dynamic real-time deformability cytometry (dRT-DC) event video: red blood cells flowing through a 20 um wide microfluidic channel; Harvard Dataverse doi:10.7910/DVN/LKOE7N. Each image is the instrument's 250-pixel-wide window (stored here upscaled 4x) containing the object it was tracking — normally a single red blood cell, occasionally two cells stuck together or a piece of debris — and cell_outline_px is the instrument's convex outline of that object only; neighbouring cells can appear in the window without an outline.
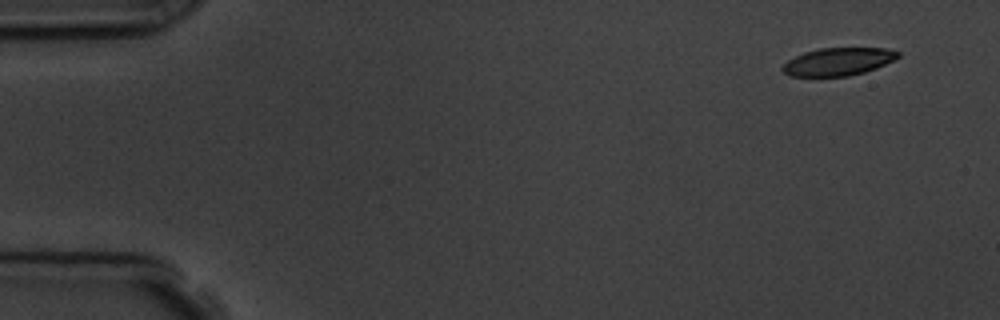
{"species": "common noctule bat (a hibernating species)", "species_latin": "Nyctalus noctula", "temperature_condition": "room temperature", "stored_images_in_passage": 6, "camera_frame_rate_fps": 3000, "um_per_image_px": 0.085, "animal": {"sex": "male", "body_mass_g": 19.5, "forearm_length_mm": 54.6}, "frame": {"image": 1, "passage_image": 1, "time_ms": 0.0, "image_size_px": [1000, 320], "cell_outline_px": [[900, 56], [876, 68], [864, 72], [848, 76], [788, 76], [780, 68], [788, 60], [804, 52], [820, 48], [884, 48], [900, 52]], "centroid_in_image_um": [71.22, 5.24], "position_along_channel_um": 13.8, "area_um2": 18.55}}
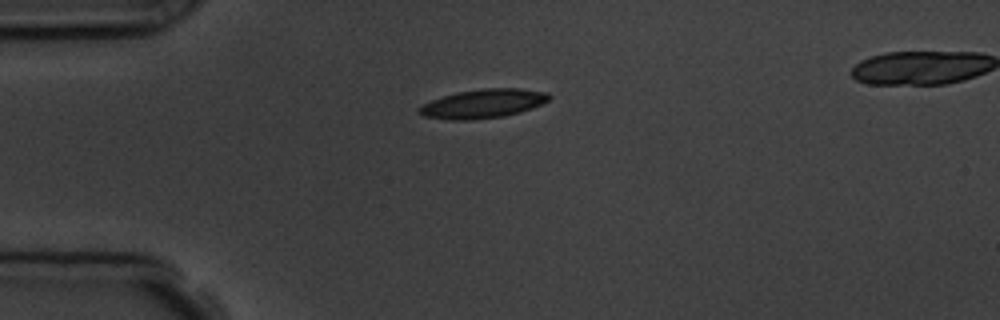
{"frame": {"image": 2, "passage_image": 4, "time_ms": 3.333, "image_size_px": [1000, 320], "cell_outline_px": [[552, 96], [548, 100], [532, 108], [520, 112], [504, 116], [472, 120], [452, 120], [424, 116], [416, 112], [424, 104], [432, 100], [456, 92], [484, 88], [520, 88], [548, 92]], "centroid_in_image_um": [41.09, 8.81], "position_along_channel_um": 43.9, "area_um2": 21.85}}